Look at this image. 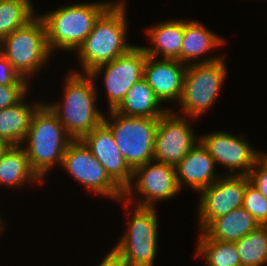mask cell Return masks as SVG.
<instances>
[{
  "instance_id": "7a4b0ae2",
  "label": "cell",
  "mask_w": 267,
  "mask_h": 266,
  "mask_svg": "<svg viewBox=\"0 0 267 266\" xmlns=\"http://www.w3.org/2000/svg\"><path fill=\"white\" fill-rule=\"evenodd\" d=\"M125 6L124 0L112 3L99 16L90 34L77 49L84 73L113 61L133 47L126 43L128 24Z\"/></svg>"
},
{
  "instance_id": "83f0119b",
  "label": "cell",
  "mask_w": 267,
  "mask_h": 266,
  "mask_svg": "<svg viewBox=\"0 0 267 266\" xmlns=\"http://www.w3.org/2000/svg\"><path fill=\"white\" fill-rule=\"evenodd\" d=\"M247 176L249 182L267 199V153L263 152Z\"/></svg>"
},
{
  "instance_id": "5bb4252c",
  "label": "cell",
  "mask_w": 267,
  "mask_h": 266,
  "mask_svg": "<svg viewBox=\"0 0 267 266\" xmlns=\"http://www.w3.org/2000/svg\"><path fill=\"white\" fill-rule=\"evenodd\" d=\"M240 137L229 132L214 131L200 136L199 141L212 156L215 165L219 163L229 169V175H248L263 153L254 150L242 134Z\"/></svg>"
},
{
  "instance_id": "4316f807",
  "label": "cell",
  "mask_w": 267,
  "mask_h": 266,
  "mask_svg": "<svg viewBox=\"0 0 267 266\" xmlns=\"http://www.w3.org/2000/svg\"><path fill=\"white\" fill-rule=\"evenodd\" d=\"M242 207L247 210L260 225H267V199L250 182L246 185Z\"/></svg>"
},
{
  "instance_id": "d4e9b609",
  "label": "cell",
  "mask_w": 267,
  "mask_h": 266,
  "mask_svg": "<svg viewBox=\"0 0 267 266\" xmlns=\"http://www.w3.org/2000/svg\"><path fill=\"white\" fill-rule=\"evenodd\" d=\"M234 244L240 256L241 266L267 264V225H260Z\"/></svg>"
},
{
  "instance_id": "44dd1931",
  "label": "cell",
  "mask_w": 267,
  "mask_h": 266,
  "mask_svg": "<svg viewBox=\"0 0 267 266\" xmlns=\"http://www.w3.org/2000/svg\"><path fill=\"white\" fill-rule=\"evenodd\" d=\"M153 89L144 78L133 84L127 91L121 103L113 110L125 116L159 118L169 108H163Z\"/></svg>"
},
{
  "instance_id": "52a82bcc",
  "label": "cell",
  "mask_w": 267,
  "mask_h": 266,
  "mask_svg": "<svg viewBox=\"0 0 267 266\" xmlns=\"http://www.w3.org/2000/svg\"><path fill=\"white\" fill-rule=\"evenodd\" d=\"M226 69L224 57L211 63L187 65L178 104L189 119H197L214 104L227 75Z\"/></svg>"
},
{
  "instance_id": "8fae6325",
  "label": "cell",
  "mask_w": 267,
  "mask_h": 266,
  "mask_svg": "<svg viewBox=\"0 0 267 266\" xmlns=\"http://www.w3.org/2000/svg\"><path fill=\"white\" fill-rule=\"evenodd\" d=\"M146 53L143 46L134 45L126 53L111 62L95 67L89 74L95 79L104 71V87L107 92L109 111L123 100L130 87L143 78Z\"/></svg>"
},
{
  "instance_id": "484cf974",
  "label": "cell",
  "mask_w": 267,
  "mask_h": 266,
  "mask_svg": "<svg viewBox=\"0 0 267 266\" xmlns=\"http://www.w3.org/2000/svg\"><path fill=\"white\" fill-rule=\"evenodd\" d=\"M35 16L30 0H0V41Z\"/></svg>"
},
{
  "instance_id": "f546056e",
  "label": "cell",
  "mask_w": 267,
  "mask_h": 266,
  "mask_svg": "<svg viewBox=\"0 0 267 266\" xmlns=\"http://www.w3.org/2000/svg\"><path fill=\"white\" fill-rule=\"evenodd\" d=\"M28 82L0 52V85H29Z\"/></svg>"
},
{
  "instance_id": "d6986e66",
  "label": "cell",
  "mask_w": 267,
  "mask_h": 266,
  "mask_svg": "<svg viewBox=\"0 0 267 266\" xmlns=\"http://www.w3.org/2000/svg\"><path fill=\"white\" fill-rule=\"evenodd\" d=\"M152 47H145L147 56L155 57L161 54L163 59H175L181 62V47L184 35V20L163 21L146 29ZM154 46V47H153Z\"/></svg>"
},
{
  "instance_id": "ffe728a7",
  "label": "cell",
  "mask_w": 267,
  "mask_h": 266,
  "mask_svg": "<svg viewBox=\"0 0 267 266\" xmlns=\"http://www.w3.org/2000/svg\"><path fill=\"white\" fill-rule=\"evenodd\" d=\"M260 226L243 207L214 219L201 233L207 239L234 243Z\"/></svg>"
},
{
  "instance_id": "ac0fdd59",
  "label": "cell",
  "mask_w": 267,
  "mask_h": 266,
  "mask_svg": "<svg viewBox=\"0 0 267 266\" xmlns=\"http://www.w3.org/2000/svg\"><path fill=\"white\" fill-rule=\"evenodd\" d=\"M225 40L217 36L213 31L205 28L203 24L198 21L184 20V35L181 47V63L190 65L192 63H211L221 59L223 56H208V58L201 59L205 53L214 50L217 46H221ZM198 60L193 61V60ZM193 61V62H191Z\"/></svg>"
},
{
  "instance_id": "3957f363",
  "label": "cell",
  "mask_w": 267,
  "mask_h": 266,
  "mask_svg": "<svg viewBox=\"0 0 267 266\" xmlns=\"http://www.w3.org/2000/svg\"><path fill=\"white\" fill-rule=\"evenodd\" d=\"M73 139L66 133L58 116L46 103L33 113L23 147L31 169L42 180L55 164H62L64 153Z\"/></svg>"
},
{
  "instance_id": "1f68e13d",
  "label": "cell",
  "mask_w": 267,
  "mask_h": 266,
  "mask_svg": "<svg viewBox=\"0 0 267 266\" xmlns=\"http://www.w3.org/2000/svg\"><path fill=\"white\" fill-rule=\"evenodd\" d=\"M11 145L4 139L0 138V158Z\"/></svg>"
},
{
  "instance_id": "603a6c76",
  "label": "cell",
  "mask_w": 267,
  "mask_h": 266,
  "mask_svg": "<svg viewBox=\"0 0 267 266\" xmlns=\"http://www.w3.org/2000/svg\"><path fill=\"white\" fill-rule=\"evenodd\" d=\"M25 97L16 105L0 110V138L10 145H22L26 138L31 118L36 109L42 104L34 102L28 105Z\"/></svg>"
},
{
  "instance_id": "9a60e30c",
  "label": "cell",
  "mask_w": 267,
  "mask_h": 266,
  "mask_svg": "<svg viewBox=\"0 0 267 266\" xmlns=\"http://www.w3.org/2000/svg\"><path fill=\"white\" fill-rule=\"evenodd\" d=\"M109 176L124 190L131 183L133 170L123 158L111 130L102 123L82 139Z\"/></svg>"
},
{
  "instance_id": "d6a6232c",
  "label": "cell",
  "mask_w": 267,
  "mask_h": 266,
  "mask_svg": "<svg viewBox=\"0 0 267 266\" xmlns=\"http://www.w3.org/2000/svg\"><path fill=\"white\" fill-rule=\"evenodd\" d=\"M4 227H5L4 226V221L2 222V218H1V215H0V233H2V230L4 229Z\"/></svg>"
},
{
  "instance_id": "2e32d148",
  "label": "cell",
  "mask_w": 267,
  "mask_h": 266,
  "mask_svg": "<svg viewBox=\"0 0 267 266\" xmlns=\"http://www.w3.org/2000/svg\"><path fill=\"white\" fill-rule=\"evenodd\" d=\"M187 65L175 59H160L146 56L143 78L153 89L156 97L163 102L179 103Z\"/></svg>"
},
{
  "instance_id": "ba28073f",
  "label": "cell",
  "mask_w": 267,
  "mask_h": 266,
  "mask_svg": "<svg viewBox=\"0 0 267 266\" xmlns=\"http://www.w3.org/2000/svg\"><path fill=\"white\" fill-rule=\"evenodd\" d=\"M132 213L127 231L114 248L128 266H154L158 244L156 208L135 206Z\"/></svg>"
},
{
  "instance_id": "8992f818",
  "label": "cell",
  "mask_w": 267,
  "mask_h": 266,
  "mask_svg": "<svg viewBox=\"0 0 267 266\" xmlns=\"http://www.w3.org/2000/svg\"><path fill=\"white\" fill-rule=\"evenodd\" d=\"M108 116L112 121L104 116L103 123L111 130L115 143L129 167L134 170L152 162L159 118L125 116L113 110L109 111Z\"/></svg>"
},
{
  "instance_id": "7402d4cb",
  "label": "cell",
  "mask_w": 267,
  "mask_h": 266,
  "mask_svg": "<svg viewBox=\"0 0 267 266\" xmlns=\"http://www.w3.org/2000/svg\"><path fill=\"white\" fill-rule=\"evenodd\" d=\"M27 182L43 183L31 169L25 149L21 145H11L0 158V186L16 188Z\"/></svg>"
},
{
  "instance_id": "6da1fadb",
  "label": "cell",
  "mask_w": 267,
  "mask_h": 266,
  "mask_svg": "<svg viewBox=\"0 0 267 266\" xmlns=\"http://www.w3.org/2000/svg\"><path fill=\"white\" fill-rule=\"evenodd\" d=\"M94 80L89 73L69 72L63 87V103H46L73 140L82 139L103 123L105 115L95 105L98 95Z\"/></svg>"
},
{
  "instance_id": "7c38bea8",
  "label": "cell",
  "mask_w": 267,
  "mask_h": 266,
  "mask_svg": "<svg viewBox=\"0 0 267 266\" xmlns=\"http://www.w3.org/2000/svg\"><path fill=\"white\" fill-rule=\"evenodd\" d=\"M189 125L186 118L175 114L173 109L159 117L153 160L175 167L199 141Z\"/></svg>"
},
{
  "instance_id": "9c48e42d",
  "label": "cell",
  "mask_w": 267,
  "mask_h": 266,
  "mask_svg": "<svg viewBox=\"0 0 267 266\" xmlns=\"http://www.w3.org/2000/svg\"><path fill=\"white\" fill-rule=\"evenodd\" d=\"M135 190L142 198L132 199ZM179 192L175 167L153 160L133 170L132 181L124 189L121 201L124 207L131 206L135 201V206L154 208L157 201L172 199Z\"/></svg>"
},
{
  "instance_id": "30bf717a",
  "label": "cell",
  "mask_w": 267,
  "mask_h": 266,
  "mask_svg": "<svg viewBox=\"0 0 267 266\" xmlns=\"http://www.w3.org/2000/svg\"><path fill=\"white\" fill-rule=\"evenodd\" d=\"M61 166L94 194L117 201L123 199L124 190L109 176L81 139L72 140L68 144Z\"/></svg>"
},
{
  "instance_id": "277c9868",
  "label": "cell",
  "mask_w": 267,
  "mask_h": 266,
  "mask_svg": "<svg viewBox=\"0 0 267 266\" xmlns=\"http://www.w3.org/2000/svg\"><path fill=\"white\" fill-rule=\"evenodd\" d=\"M112 3H74L39 15L46 27L50 52L54 49L67 52L77 50L92 31L96 20Z\"/></svg>"
},
{
  "instance_id": "4dcf8cb0",
  "label": "cell",
  "mask_w": 267,
  "mask_h": 266,
  "mask_svg": "<svg viewBox=\"0 0 267 266\" xmlns=\"http://www.w3.org/2000/svg\"><path fill=\"white\" fill-rule=\"evenodd\" d=\"M98 266H128L124 257L113 247Z\"/></svg>"
},
{
  "instance_id": "4fadbf2b",
  "label": "cell",
  "mask_w": 267,
  "mask_h": 266,
  "mask_svg": "<svg viewBox=\"0 0 267 266\" xmlns=\"http://www.w3.org/2000/svg\"><path fill=\"white\" fill-rule=\"evenodd\" d=\"M225 177V178H224ZM219 177L202 190L199 200V226L202 232L214 219L242 207L247 175H226Z\"/></svg>"
},
{
  "instance_id": "f1b7e54d",
  "label": "cell",
  "mask_w": 267,
  "mask_h": 266,
  "mask_svg": "<svg viewBox=\"0 0 267 266\" xmlns=\"http://www.w3.org/2000/svg\"><path fill=\"white\" fill-rule=\"evenodd\" d=\"M29 85H0V110L11 107L26 97Z\"/></svg>"
},
{
  "instance_id": "cb8c5ba5",
  "label": "cell",
  "mask_w": 267,
  "mask_h": 266,
  "mask_svg": "<svg viewBox=\"0 0 267 266\" xmlns=\"http://www.w3.org/2000/svg\"><path fill=\"white\" fill-rule=\"evenodd\" d=\"M196 257L203 256L208 266H241L240 256L234 243L207 239L199 235Z\"/></svg>"
},
{
  "instance_id": "5b68a950",
  "label": "cell",
  "mask_w": 267,
  "mask_h": 266,
  "mask_svg": "<svg viewBox=\"0 0 267 266\" xmlns=\"http://www.w3.org/2000/svg\"><path fill=\"white\" fill-rule=\"evenodd\" d=\"M0 52L28 81L51 59L46 27L39 15L0 41Z\"/></svg>"
},
{
  "instance_id": "e0dca14e",
  "label": "cell",
  "mask_w": 267,
  "mask_h": 266,
  "mask_svg": "<svg viewBox=\"0 0 267 266\" xmlns=\"http://www.w3.org/2000/svg\"><path fill=\"white\" fill-rule=\"evenodd\" d=\"M215 162L200 141L175 166L179 189L183 186L200 193L214 183L219 176L215 174ZM183 185V186H182Z\"/></svg>"
}]
</instances>
